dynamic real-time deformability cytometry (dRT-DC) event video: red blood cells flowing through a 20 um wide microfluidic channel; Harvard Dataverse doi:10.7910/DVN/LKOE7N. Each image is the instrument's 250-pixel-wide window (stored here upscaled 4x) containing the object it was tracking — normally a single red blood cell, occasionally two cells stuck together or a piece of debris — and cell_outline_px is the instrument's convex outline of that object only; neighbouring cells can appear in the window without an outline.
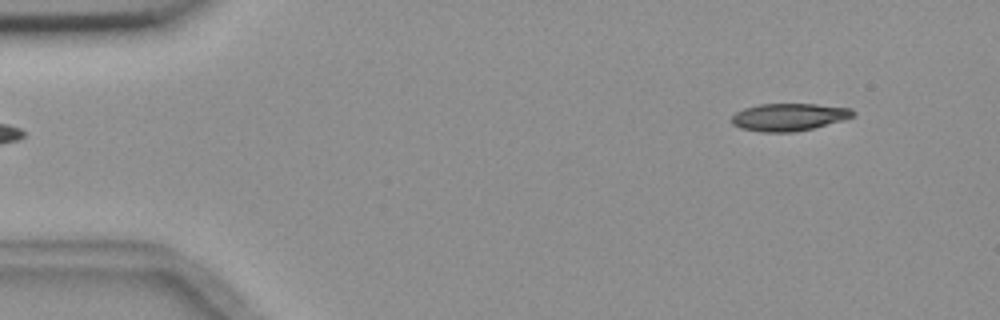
{"species": "common noctule bat (a hibernating species)", "species_latin": "Nyctalus noctula", "temperature_condition": "room temperature", "stored_images_in_passage": 3, "camera_frame_rate_fps": 3000, "um_per_image_px": 0.085, "animal": {"sex": "female", "body_mass_g": 18.4}, "frame": {"image": 1, "passage_image": 3, "time_ms": 2.333, "image_size_px": [1000, 320], "cell_outline_px": [[856, 116], [844, 120], [796, 132], [760, 132], [740, 128], [732, 124], [732, 116], [736, 112], [744, 108], [760, 104], [816, 104], [852, 108], [856, 112]], "centroid_in_image_um": [67.09, 9.95], "position_along_channel_um": 17.9, "area_um2": 19.59}}